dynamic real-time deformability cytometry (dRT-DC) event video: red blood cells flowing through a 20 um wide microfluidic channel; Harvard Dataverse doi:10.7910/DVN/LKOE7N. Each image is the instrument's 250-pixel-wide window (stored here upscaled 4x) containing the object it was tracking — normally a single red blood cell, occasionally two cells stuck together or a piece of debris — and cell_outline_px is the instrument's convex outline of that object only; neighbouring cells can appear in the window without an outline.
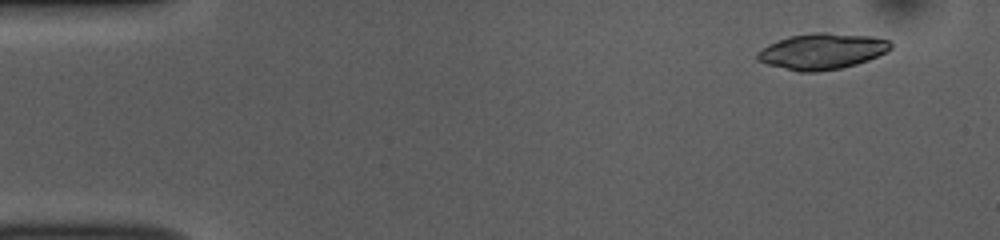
{"species": "common noctule bat (a hibernating species)", "species_latin": "Nyctalus noctula", "temperature_condition": "room temperature", "stored_images_in_passage": 51, "camera_frame_rate_fps": 3000, "um_per_image_px": 0.085, "animal": {"sex": "female", "body_mass_g": 10.0, "forearm_length_mm": 53.1}, "frame": {"image": 1, "passage_image": 4, "time_ms": 1.0, "image_size_px": [1000, 240], "cell_outline_px": [[892, 48], [888, 52], [868, 60], [856, 64], [840, 68], [816, 72], [800, 72], [768, 64], [756, 60], [756, 52], [768, 44], [788, 36], [816, 32], [828, 32], [872, 36], [888, 40], [892, 44]], "centroid_in_image_um": [69.88, 4.35], "position_along_channel_um": 15.1, "area_um2": 28.09}}